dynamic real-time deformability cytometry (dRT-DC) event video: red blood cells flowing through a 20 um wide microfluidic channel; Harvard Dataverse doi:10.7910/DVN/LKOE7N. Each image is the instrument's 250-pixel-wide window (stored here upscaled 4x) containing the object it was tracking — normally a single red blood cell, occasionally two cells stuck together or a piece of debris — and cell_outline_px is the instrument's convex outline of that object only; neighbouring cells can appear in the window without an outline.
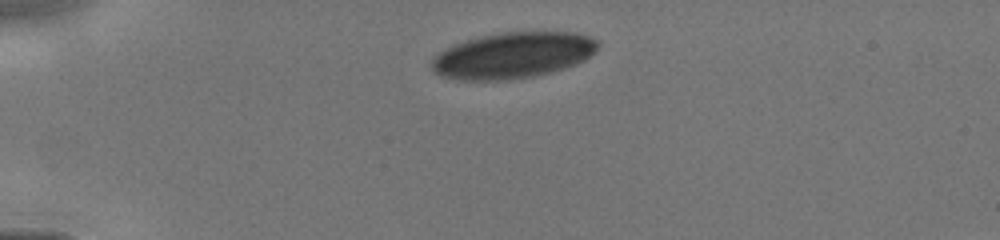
{"species": "human", "species_latin": "Homo sapiens", "temperature_condition": "cold", "stored_images_in_passage": 2, "camera_frame_rate_fps": 3000, "um_per_image_px": 0.085, "donor": {"sex": "male"}, "frame": {"image": 1, "passage_image": 1, "time_ms": 0.0, "image_size_px": [1000, 240], "cell_outline_px": [[600, 44], [596, 52], [584, 60], [576, 64], [564, 68], [532, 76], [496, 80], [460, 80], [444, 76], [436, 72], [428, 64], [432, 56], [452, 44], [464, 40], [480, 36], [500, 32], [576, 32], [588, 36], [596, 40]], "centroid_in_image_um": [43.57, 4.68], "position_along_channel_um": 41.4, "area_um2": 44.68}}